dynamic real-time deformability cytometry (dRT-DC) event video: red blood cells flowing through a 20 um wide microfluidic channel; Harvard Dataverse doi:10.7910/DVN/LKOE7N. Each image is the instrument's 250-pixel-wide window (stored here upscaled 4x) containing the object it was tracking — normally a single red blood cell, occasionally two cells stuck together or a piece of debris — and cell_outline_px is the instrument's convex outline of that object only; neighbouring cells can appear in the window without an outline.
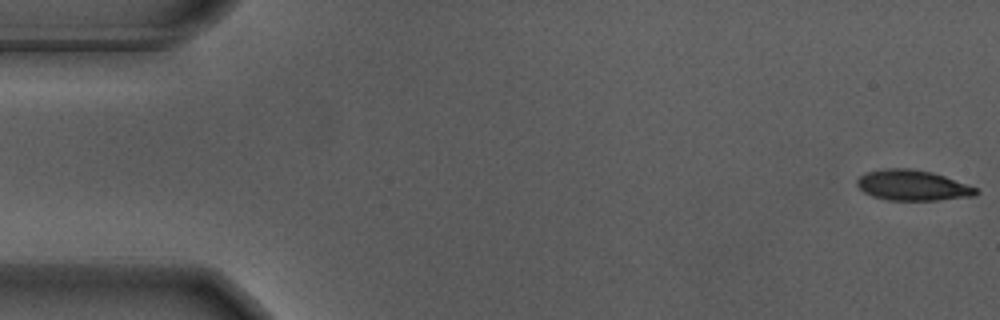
{"species": "Egyptian fruit bat (a non-hibernating species)", "species_latin": "Rousettus aegyptiacus", "temperature_condition": "warm", "stored_images_in_passage": 56, "camera_frame_rate_fps": 3000, "um_per_image_px": 0.085, "animal": {"sex": "male"}, "frame": {"image": 1, "passage_image": 1, "time_ms": 0.0, "image_size_px": [1000, 320], "cell_outline_px": [[980, 192], [976, 196], [940, 200], [888, 200], [872, 196], [864, 192], [856, 184], [856, 180], [864, 172], [884, 168], [908, 168], [932, 172], [980, 188]], "centroid_in_image_um": [77.6, 15.75], "position_along_channel_um": 7.4, "area_um2": 21.44}}
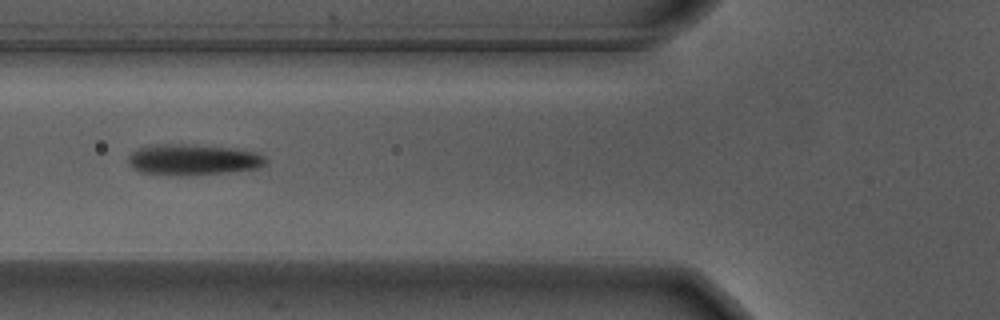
{"frame": {"image": 2, "passage_image": 21, "time_ms": 6.667, "image_size_px": [1000, 320], "cell_outline_px": [[268, 164], [260, 168], [196, 176], [164, 176], [136, 172], [128, 164], [128, 156], [136, 148], [156, 144], [180, 144], [232, 148], [256, 152], [264, 156], [268, 160]], "centroid_in_image_um": [16.36, 13.61], "position_along_channel_um": 109.4, "area_um2": 25.55}}
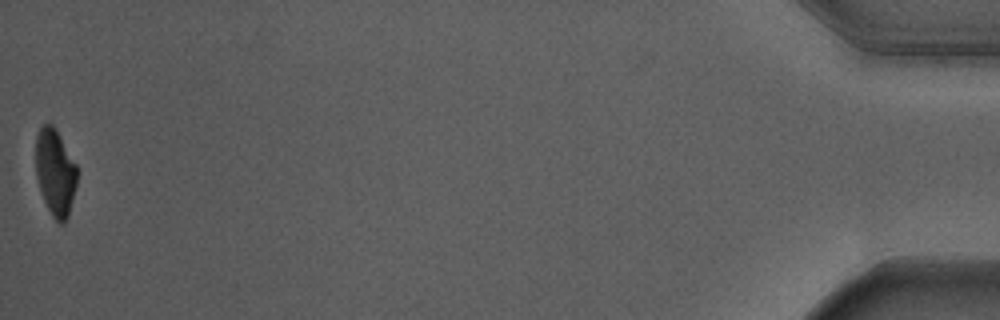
{"frame": {"image": 3, "passage_image": 56, "time_ms": 18.333, "image_size_px": [1000, 320], "cell_outline_px": [[76, 184], [68, 216], [64, 224], [60, 224], [52, 216], [44, 200], [36, 176], [36, 136], [40, 128], [44, 124], [52, 124], [56, 128], [76, 164]], "centroid_in_image_um": [4.69, 14.63], "position_along_channel_um": 430.5, "area_um2": 20.63}, "authors_computed_cell_mechanics": {"area_um2": 23.2934, "velocity_mm_per_s": 3.6642, "shape_relaxation_time_tau1_ms": 2.7063, "shape_relaxation_time_tau2_ms": 1.1503, "deformation_change_tau1": 0.1935, "deformation_change_tau2": 0.0823}}